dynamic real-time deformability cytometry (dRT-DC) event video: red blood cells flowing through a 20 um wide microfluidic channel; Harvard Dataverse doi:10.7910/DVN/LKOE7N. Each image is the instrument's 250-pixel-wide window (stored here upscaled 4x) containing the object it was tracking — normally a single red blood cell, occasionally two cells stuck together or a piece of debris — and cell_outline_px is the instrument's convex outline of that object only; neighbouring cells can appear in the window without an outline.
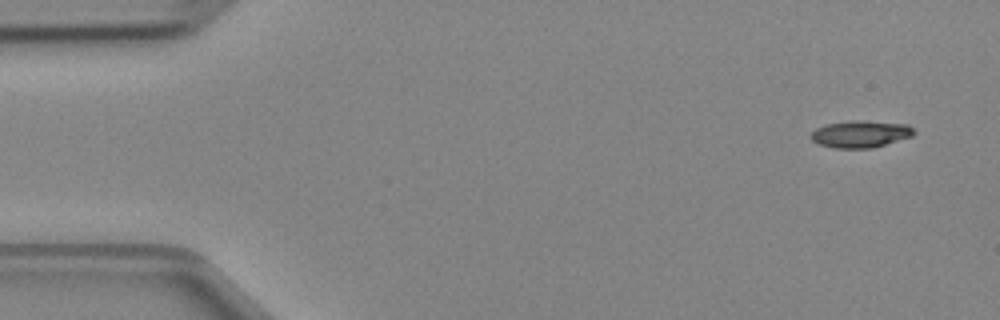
{"species": "Egyptian fruit bat (a non-hibernating species)", "species_latin": "Rousettus aegyptiacus", "temperature_condition": "cold", "stored_images_in_passage": 4, "camera_frame_rate_fps": 3000, "um_per_image_px": 0.085, "animal": {"sex": "female"}, "frame": {"image": 1, "passage_image": 1, "time_ms": 0.0, "image_size_px": [1000, 320], "cell_outline_px": [[916, 132], [912, 136], [872, 148], [832, 148], [820, 144], [812, 140], [808, 136], [816, 128], [824, 124], [852, 120], [864, 120], [908, 124]], "centroid_in_image_um": [73.12, 11.38], "position_along_channel_um": 11.9, "area_um2": 16.36}}
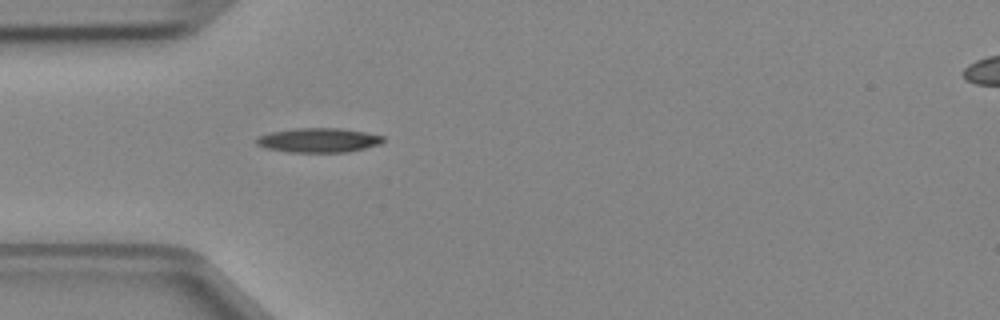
{"frame": {"image": 2, "passage_image": 4, "time_ms": 1.0, "image_size_px": [1000, 320], "cell_outline_px": [[384, 140], [380, 144], [348, 152], [288, 152], [264, 148], [256, 144], [256, 140], [260, 136], [272, 132], [296, 128], [340, 128], [364, 132], [384, 136]], "centroid_in_image_um": [27.08, 11.92], "position_along_channel_um": 57.9, "area_um2": 17.92}}